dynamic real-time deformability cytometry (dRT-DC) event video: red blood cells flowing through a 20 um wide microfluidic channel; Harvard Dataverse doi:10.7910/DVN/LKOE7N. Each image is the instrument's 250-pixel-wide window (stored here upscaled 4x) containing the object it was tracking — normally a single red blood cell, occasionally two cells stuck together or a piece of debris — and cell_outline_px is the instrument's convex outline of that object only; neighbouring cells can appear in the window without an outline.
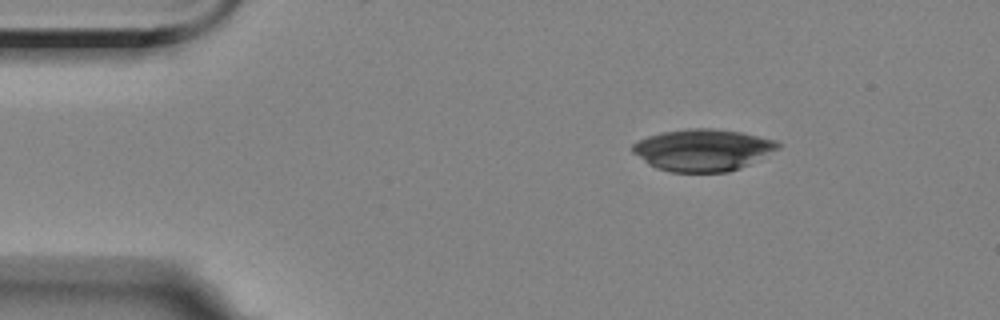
{"species": "Egyptian fruit bat (a non-hibernating species)", "species_latin": "Rousettus aegyptiacus", "temperature_condition": "room temperature", "stored_images_in_passage": 3, "camera_frame_rate_fps": 3000, "um_per_image_px": 0.085, "animal": {"sex": "female"}, "frame": {"image": 1, "passage_image": 1, "time_ms": 0.0, "image_size_px": [1000, 320], "cell_outline_px": [[780, 148], [740, 168], [728, 172], [672, 172], [656, 168], [648, 164], [632, 152], [632, 144], [648, 136], [664, 132], [692, 128], [712, 128], [740, 132], [776, 140], [780, 144]], "centroid_in_image_um": [59.73, 12.75], "position_along_channel_um": 25.3, "area_um2": 35.26}}